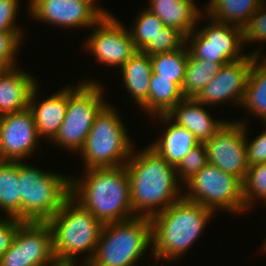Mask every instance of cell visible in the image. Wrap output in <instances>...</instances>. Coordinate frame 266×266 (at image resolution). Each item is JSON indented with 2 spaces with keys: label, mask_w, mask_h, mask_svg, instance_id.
Wrapping results in <instances>:
<instances>
[{
  "label": "cell",
  "mask_w": 266,
  "mask_h": 266,
  "mask_svg": "<svg viewBox=\"0 0 266 266\" xmlns=\"http://www.w3.org/2000/svg\"><path fill=\"white\" fill-rule=\"evenodd\" d=\"M166 115L179 126L188 129L199 143L210 140L227 122L226 119L221 121L211 117L206 105L195 98H184Z\"/></svg>",
  "instance_id": "17"
},
{
  "label": "cell",
  "mask_w": 266,
  "mask_h": 266,
  "mask_svg": "<svg viewBox=\"0 0 266 266\" xmlns=\"http://www.w3.org/2000/svg\"><path fill=\"white\" fill-rule=\"evenodd\" d=\"M21 221L47 222L70 197V176L19 162Z\"/></svg>",
  "instance_id": "6"
},
{
  "label": "cell",
  "mask_w": 266,
  "mask_h": 266,
  "mask_svg": "<svg viewBox=\"0 0 266 266\" xmlns=\"http://www.w3.org/2000/svg\"><path fill=\"white\" fill-rule=\"evenodd\" d=\"M185 97L181 88L170 79L157 78L151 74L148 93V115L156 116L167 114L179 101Z\"/></svg>",
  "instance_id": "26"
},
{
  "label": "cell",
  "mask_w": 266,
  "mask_h": 266,
  "mask_svg": "<svg viewBox=\"0 0 266 266\" xmlns=\"http://www.w3.org/2000/svg\"><path fill=\"white\" fill-rule=\"evenodd\" d=\"M107 103L95 117L87 139L79 151L84 170L124 166L134 146L122 117Z\"/></svg>",
  "instance_id": "7"
},
{
  "label": "cell",
  "mask_w": 266,
  "mask_h": 266,
  "mask_svg": "<svg viewBox=\"0 0 266 266\" xmlns=\"http://www.w3.org/2000/svg\"><path fill=\"white\" fill-rule=\"evenodd\" d=\"M153 117H158L159 123L163 122L162 124L167 126V130L165 128L163 136L157 137L156 141L149 146L176 168L184 156L199 142L188 129L173 122L166 114Z\"/></svg>",
  "instance_id": "21"
},
{
  "label": "cell",
  "mask_w": 266,
  "mask_h": 266,
  "mask_svg": "<svg viewBox=\"0 0 266 266\" xmlns=\"http://www.w3.org/2000/svg\"><path fill=\"white\" fill-rule=\"evenodd\" d=\"M124 87L142 111L148 113V93L152 74L150 55L141 51L136 53L121 67Z\"/></svg>",
  "instance_id": "22"
},
{
  "label": "cell",
  "mask_w": 266,
  "mask_h": 266,
  "mask_svg": "<svg viewBox=\"0 0 266 266\" xmlns=\"http://www.w3.org/2000/svg\"><path fill=\"white\" fill-rule=\"evenodd\" d=\"M40 139L30 108L0 116V160L27 159L39 147Z\"/></svg>",
  "instance_id": "15"
},
{
  "label": "cell",
  "mask_w": 266,
  "mask_h": 266,
  "mask_svg": "<svg viewBox=\"0 0 266 266\" xmlns=\"http://www.w3.org/2000/svg\"><path fill=\"white\" fill-rule=\"evenodd\" d=\"M243 34L244 44L254 41L266 42V1L251 16L248 24L243 28Z\"/></svg>",
  "instance_id": "34"
},
{
  "label": "cell",
  "mask_w": 266,
  "mask_h": 266,
  "mask_svg": "<svg viewBox=\"0 0 266 266\" xmlns=\"http://www.w3.org/2000/svg\"><path fill=\"white\" fill-rule=\"evenodd\" d=\"M237 122L245 124L246 154L248 166L266 163V129L262 131V133L257 135V137L252 141H248V126H246L248 121L246 120V118H242L241 120H237Z\"/></svg>",
  "instance_id": "35"
},
{
  "label": "cell",
  "mask_w": 266,
  "mask_h": 266,
  "mask_svg": "<svg viewBox=\"0 0 266 266\" xmlns=\"http://www.w3.org/2000/svg\"><path fill=\"white\" fill-rule=\"evenodd\" d=\"M206 17L211 20L207 26L199 29L197 26L185 37V44L193 58L225 65L248 55L242 52L245 46L243 28L214 20L205 14Z\"/></svg>",
  "instance_id": "10"
},
{
  "label": "cell",
  "mask_w": 266,
  "mask_h": 266,
  "mask_svg": "<svg viewBox=\"0 0 266 266\" xmlns=\"http://www.w3.org/2000/svg\"><path fill=\"white\" fill-rule=\"evenodd\" d=\"M38 88L37 85L32 91L29 108L33 113L39 138H46L51 142L65 118L68 105V85L40 102L37 100Z\"/></svg>",
  "instance_id": "18"
},
{
  "label": "cell",
  "mask_w": 266,
  "mask_h": 266,
  "mask_svg": "<svg viewBox=\"0 0 266 266\" xmlns=\"http://www.w3.org/2000/svg\"><path fill=\"white\" fill-rule=\"evenodd\" d=\"M128 29L137 51H141L165 27L163 21L148 9L142 10Z\"/></svg>",
  "instance_id": "29"
},
{
  "label": "cell",
  "mask_w": 266,
  "mask_h": 266,
  "mask_svg": "<svg viewBox=\"0 0 266 266\" xmlns=\"http://www.w3.org/2000/svg\"><path fill=\"white\" fill-rule=\"evenodd\" d=\"M97 0H29V16L64 28L93 27L108 11Z\"/></svg>",
  "instance_id": "13"
},
{
  "label": "cell",
  "mask_w": 266,
  "mask_h": 266,
  "mask_svg": "<svg viewBox=\"0 0 266 266\" xmlns=\"http://www.w3.org/2000/svg\"><path fill=\"white\" fill-rule=\"evenodd\" d=\"M147 250L152 251L151 220L135 216L103 224L94 255L86 265L136 266Z\"/></svg>",
  "instance_id": "5"
},
{
  "label": "cell",
  "mask_w": 266,
  "mask_h": 266,
  "mask_svg": "<svg viewBox=\"0 0 266 266\" xmlns=\"http://www.w3.org/2000/svg\"><path fill=\"white\" fill-rule=\"evenodd\" d=\"M184 187H187V191H183L185 199L199 203L215 213L218 210L238 215L244 213L242 182L211 163L189 179Z\"/></svg>",
  "instance_id": "9"
},
{
  "label": "cell",
  "mask_w": 266,
  "mask_h": 266,
  "mask_svg": "<svg viewBox=\"0 0 266 266\" xmlns=\"http://www.w3.org/2000/svg\"><path fill=\"white\" fill-rule=\"evenodd\" d=\"M47 223L52 230L53 250L57 262L78 263V255L87 252L89 254L87 253L81 263L87 264L91 260L103 224L90 211L70 196Z\"/></svg>",
  "instance_id": "4"
},
{
  "label": "cell",
  "mask_w": 266,
  "mask_h": 266,
  "mask_svg": "<svg viewBox=\"0 0 266 266\" xmlns=\"http://www.w3.org/2000/svg\"><path fill=\"white\" fill-rule=\"evenodd\" d=\"M265 0H209L204 13L214 20L244 28Z\"/></svg>",
  "instance_id": "24"
},
{
  "label": "cell",
  "mask_w": 266,
  "mask_h": 266,
  "mask_svg": "<svg viewBox=\"0 0 266 266\" xmlns=\"http://www.w3.org/2000/svg\"><path fill=\"white\" fill-rule=\"evenodd\" d=\"M78 84L76 87L68 85L65 118L51 143L79 154L95 117L108 102H105L104 89L99 82L86 79Z\"/></svg>",
  "instance_id": "8"
},
{
  "label": "cell",
  "mask_w": 266,
  "mask_h": 266,
  "mask_svg": "<svg viewBox=\"0 0 266 266\" xmlns=\"http://www.w3.org/2000/svg\"><path fill=\"white\" fill-rule=\"evenodd\" d=\"M208 163L207 151L204 143L197 144L184 156L176 167L178 180L184 185Z\"/></svg>",
  "instance_id": "32"
},
{
  "label": "cell",
  "mask_w": 266,
  "mask_h": 266,
  "mask_svg": "<svg viewBox=\"0 0 266 266\" xmlns=\"http://www.w3.org/2000/svg\"><path fill=\"white\" fill-rule=\"evenodd\" d=\"M19 162L0 160V210L6 217L21 221ZM5 213V214H4Z\"/></svg>",
  "instance_id": "25"
},
{
  "label": "cell",
  "mask_w": 266,
  "mask_h": 266,
  "mask_svg": "<svg viewBox=\"0 0 266 266\" xmlns=\"http://www.w3.org/2000/svg\"><path fill=\"white\" fill-rule=\"evenodd\" d=\"M84 50L106 66L121 68L135 53L128 27L107 12L93 27Z\"/></svg>",
  "instance_id": "12"
},
{
  "label": "cell",
  "mask_w": 266,
  "mask_h": 266,
  "mask_svg": "<svg viewBox=\"0 0 266 266\" xmlns=\"http://www.w3.org/2000/svg\"><path fill=\"white\" fill-rule=\"evenodd\" d=\"M18 10L19 0H0V33L24 32V29L15 23Z\"/></svg>",
  "instance_id": "36"
},
{
  "label": "cell",
  "mask_w": 266,
  "mask_h": 266,
  "mask_svg": "<svg viewBox=\"0 0 266 266\" xmlns=\"http://www.w3.org/2000/svg\"><path fill=\"white\" fill-rule=\"evenodd\" d=\"M23 223L17 218L0 216V258L11 247L14 236Z\"/></svg>",
  "instance_id": "37"
},
{
  "label": "cell",
  "mask_w": 266,
  "mask_h": 266,
  "mask_svg": "<svg viewBox=\"0 0 266 266\" xmlns=\"http://www.w3.org/2000/svg\"><path fill=\"white\" fill-rule=\"evenodd\" d=\"M148 10L156 14L165 26L175 28L187 37L205 17L194 0H149ZM197 24V25H196Z\"/></svg>",
  "instance_id": "20"
},
{
  "label": "cell",
  "mask_w": 266,
  "mask_h": 266,
  "mask_svg": "<svg viewBox=\"0 0 266 266\" xmlns=\"http://www.w3.org/2000/svg\"><path fill=\"white\" fill-rule=\"evenodd\" d=\"M242 193L245 214L256 199L266 202V163L249 166L242 181Z\"/></svg>",
  "instance_id": "30"
},
{
  "label": "cell",
  "mask_w": 266,
  "mask_h": 266,
  "mask_svg": "<svg viewBox=\"0 0 266 266\" xmlns=\"http://www.w3.org/2000/svg\"><path fill=\"white\" fill-rule=\"evenodd\" d=\"M264 243H263V245H262V251H264V253L266 252V239L263 241Z\"/></svg>",
  "instance_id": "39"
},
{
  "label": "cell",
  "mask_w": 266,
  "mask_h": 266,
  "mask_svg": "<svg viewBox=\"0 0 266 266\" xmlns=\"http://www.w3.org/2000/svg\"><path fill=\"white\" fill-rule=\"evenodd\" d=\"M24 32L0 33V70L17 66L16 54L23 45Z\"/></svg>",
  "instance_id": "33"
},
{
  "label": "cell",
  "mask_w": 266,
  "mask_h": 266,
  "mask_svg": "<svg viewBox=\"0 0 266 266\" xmlns=\"http://www.w3.org/2000/svg\"><path fill=\"white\" fill-rule=\"evenodd\" d=\"M216 213L184 197L164 211L154 215L151 255L160 260L176 261L200 238L211 217Z\"/></svg>",
  "instance_id": "3"
},
{
  "label": "cell",
  "mask_w": 266,
  "mask_h": 266,
  "mask_svg": "<svg viewBox=\"0 0 266 266\" xmlns=\"http://www.w3.org/2000/svg\"><path fill=\"white\" fill-rule=\"evenodd\" d=\"M37 85L35 77L17 66L0 70V116L29 108Z\"/></svg>",
  "instance_id": "19"
},
{
  "label": "cell",
  "mask_w": 266,
  "mask_h": 266,
  "mask_svg": "<svg viewBox=\"0 0 266 266\" xmlns=\"http://www.w3.org/2000/svg\"><path fill=\"white\" fill-rule=\"evenodd\" d=\"M262 49L250 52L246 57L222 65L219 73L201 90L195 99L208 107L229 100L241 105L252 63V55L261 56Z\"/></svg>",
  "instance_id": "16"
},
{
  "label": "cell",
  "mask_w": 266,
  "mask_h": 266,
  "mask_svg": "<svg viewBox=\"0 0 266 266\" xmlns=\"http://www.w3.org/2000/svg\"><path fill=\"white\" fill-rule=\"evenodd\" d=\"M53 235L47 222H23L0 266H51L56 263Z\"/></svg>",
  "instance_id": "11"
},
{
  "label": "cell",
  "mask_w": 266,
  "mask_h": 266,
  "mask_svg": "<svg viewBox=\"0 0 266 266\" xmlns=\"http://www.w3.org/2000/svg\"><path fill=\"white\" fill-rule=\"evenodd\" d=\"M84 172L81 178H70V196L76 202L102 224L135 217L125 165L90 168Z\"/></svg>",
  "instance_id": "2"
},
{
  "label": "cell",
  "mask_w": 266,
  "mask_h": 266,
  "mask_svg": "<svg viewBox=\"0 0 266 266\" xmlns=\"http://www.w3.org/2000/svg\"><path fill=\"white\" fill-rule=\"evenodd\" d=\"M150 58L152 72L157 74V78L170 79L180 88L182 87L189 58L186 44L175 51L156 54L150 56Z\"/></svg>",
  "instance_id": "27"
},
{
  "label": "cell",
  "mask_w": 266,
  "mask_h": 266,
  "mask_svg": "<svg viewBox=\"0 0 266 266\" xmlns=\"http://www.w3.org/2000/svg\"><path fill=\"white\" fill-rule=\"evenodd\" d=\"M185 44V36L175 28L165 26L161 29L154 41H150L141 52L150 56L172 52Z\"/></svg>",
  "instance_id": "31"
},
{
  "label": "cell",
  "mask_w": 266,
  "mask_h": 266,
  "mask_svg": "<svg viewBox=\"0 0 266 266\" xmlns=\"http://www.w3.org/2000/svg\"><path fill=\"white\" fill-rule=\"evenodd\" d=\"M221 63L193 58L189 54L185 79L181 87L185 98H195L219 73Z\"/></svg>",
  "instance_id": "28"
},
{
  "label": "cell",
  "mask_w": 266,
  "mask_h": 266,
  "mask_svg": "<svg viewBox=\"0 0 266 266\" xmlns=\"http://www.w3.org/2000/svg\"><path fill=\"white\" fill-rule=\"evenodd\" d=\"M208 162L241 182L249 168L246 154L245 124L228 121L207 142L204 143Z\"/></svg>",
  "instance_id": "14"
},
{
  "label": "cell",
  "mask_w": 266,
  "mask_h": 266,
  "mask_svg": "<svg viewBox=\"0 0 266 266\" xmlns=\"http://www.w3.org/2000/svg\"><path fill=\"white\" fill-rule=\"evenodd\" d=\"M146 147L138 152L133 149L125 167L134 216L151 219L183 198V185L176 168L150 146Z\"/></svg>",
  "instance_id": "1"
},
{
  "label": "cell",
  "mask_w": 266,
  "mask_h": 266,
  "mask_svg": "<svg viewBox=\"0 0 266 266\" xmlns=\"http://www.w3.org/2000/svg\"><path fill=\"white\" fill-rule=\"evenodd\" d=\"M259 56L252 55L250 72L240 107L247 109L266 123V57L260 62Z\"/></svg>",
  "instance_id": "23"
},
{
  "label": "cell",
  "mask_w": 266,
  "mask_h": 266,
  "mask_svg": "<svg viewBox=\"0 0 266 266\" xmlns=\"http://www.w3.org/2000/svg\"><path fill=\"white\" fill-rule=\"evenodd\" d=\"M78 263H69V262H56L51 266H77ZM80 266H87L86 264H80Z\"/></svg>",
  "instance_id": "38"
}]
</instances>
